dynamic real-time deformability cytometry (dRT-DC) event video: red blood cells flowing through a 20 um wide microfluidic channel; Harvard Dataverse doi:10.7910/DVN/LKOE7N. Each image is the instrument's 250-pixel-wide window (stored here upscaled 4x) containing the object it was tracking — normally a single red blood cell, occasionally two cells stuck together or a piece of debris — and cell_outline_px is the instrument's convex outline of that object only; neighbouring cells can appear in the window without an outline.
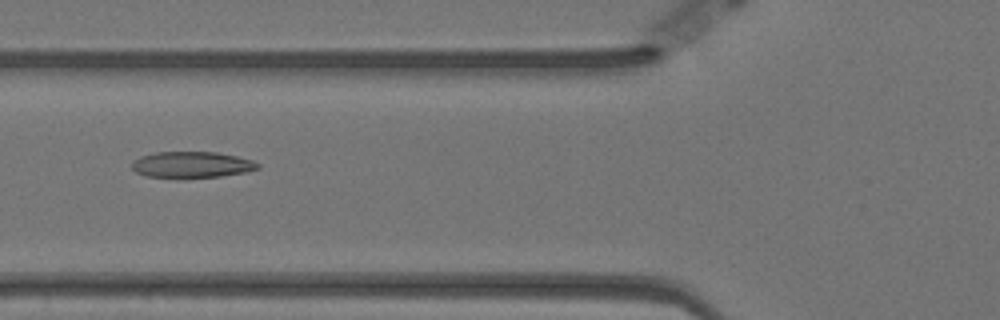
{"species": "Egyptian fruit bat (a non-hibernating species)", "species_latin": "Rousettus aegyptiacus", "temperature_condition": "warm", "stored_images_in_passage": 57, "camera_frame_rate_fps": 3000, "um_per_image_px": 0.085, "animal": {"sex": "female"}, "frame": {"image": 1, "passage_image": 21, "time_ms": 6.667, "image_size_px": [1000, 320], "cell_outline_px": [[260, 168], [244, 172], [220, 176], [144, 176], [136, 172], [132, 168], [132, 164], [140, 156], [156, 152], [216, 152], [236, 156], [252, 160], [260, 164]], "centroid_in_image_um": [16.32, 13.97], "position_along_channel_um": 109.5, "area_um2": 18.61}}
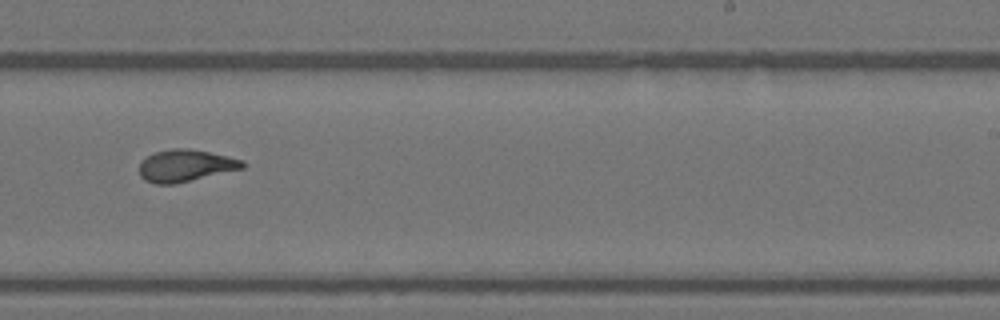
{"frame": {"image": 2, "passage_image": 35, "time_ms": 11.333, "image_size_px": [1000, 320], "cell_outline_px": [[244, 168], [176, 184], [156, 184], [144, 180], [140, 176], [140, 160], [156, 152], [172, 148], [188, 148], [228, 156], [244, 160]], "centroid_in_image_um": [15.76, 14.08], "position_along_channel_um": 273.2, "area_um2": 19.31}}
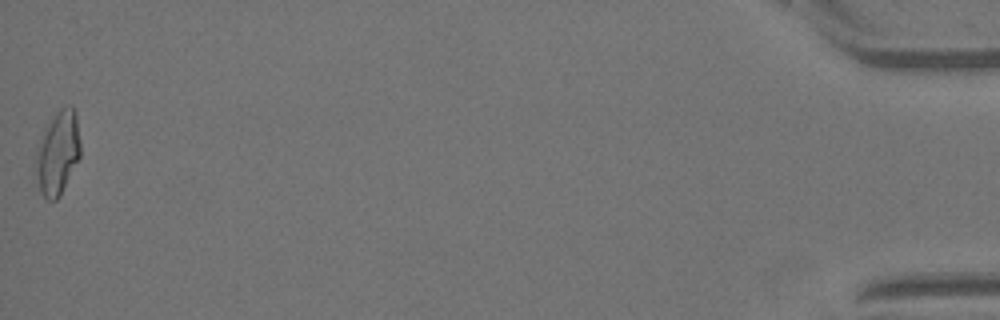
{"frame": {"image": 3, "passage_image": 57, "time_ms": 18.667, "image_size_px": [1000, 320], "cell_outline_px": [[80, 156], [60, 196], [56, 200], [48, 200], [40, 192], [36, 172], [36, 152], [44, 132], [52, 116], [60, 108], [68, 104], [72, 104], [76, 112], [80, 140]], "centroid_in_image_um": [4.93, 12.96], "position_along_channel_um": 430.3, "area_um2": 21.56}, "authors_computed_cell_mechanics": {"area_um2": 19.4786, "velocity_mm_per_s": 3.5069, "shape_relaxation_time_tau1_ms": 6.6435, "shape_relaxation_time_tau2_ms": 1.7896, "deformation_change_tau1": 0.2362, "deformation_change_tau2": 0.0954}}